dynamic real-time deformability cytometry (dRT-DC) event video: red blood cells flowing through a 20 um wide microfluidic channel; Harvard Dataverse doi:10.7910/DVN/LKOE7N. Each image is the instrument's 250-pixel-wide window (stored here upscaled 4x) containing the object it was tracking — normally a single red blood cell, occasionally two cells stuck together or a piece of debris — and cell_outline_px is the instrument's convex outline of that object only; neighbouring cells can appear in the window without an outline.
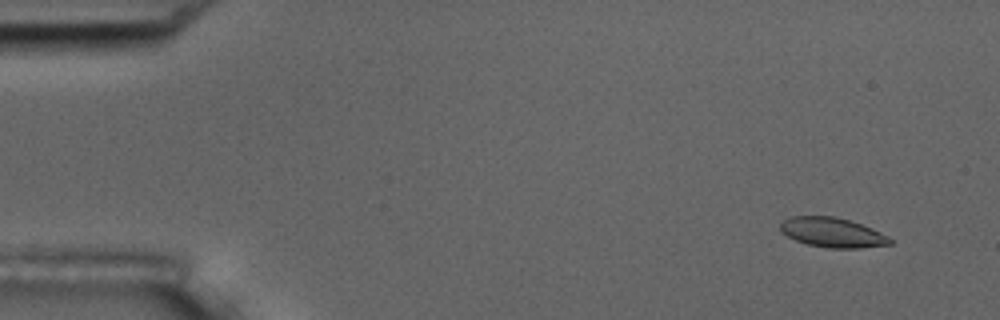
{"species": "common noctule bat (a hibernating species)", "species_latin": "Nyctalus noctula", "temperature_condition": "room temperature", "stored_images_in_passage": 10, "camera_frame_rate_fps": 3000, "um_per_image_px": 0.085, "animal": {"sex": "male", "body_mass_g": 17.5, "forearm_length_mm": 52.3}, "frame": {"image": 1, "passage_image": 2, "time_ms": 1.0, "image_size_px": [1000, 320], "cell_outline_px": [[892, 244], [860, 248], [828, 248], [808, 244], [796, 240], [780, 232], [780, 224], [784, 220], [792, 216], [836, 216], [872, 228], [888, 236], [892, 240]], "centroid_in_image_um": [70.75, 19.76], "position_along_channel_um": 14.2, "area_um2": 18.9}}
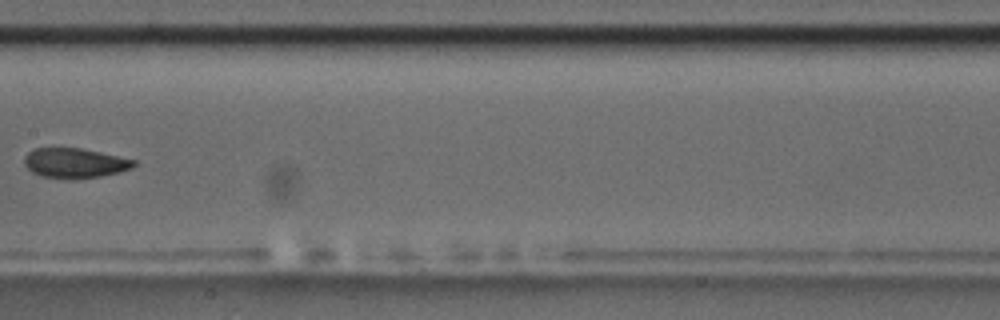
{"frame": {"image": 2, "passage_image": 9, "time_ms": 9.333, "image_size_px": [1000, 320], "cell_outline_px": [[136, 164], [132, 168], [120, 172], [100, 176], [72, 180], [40, 176], [32, 172], [24, 164], [24, 156], [32, 148], [80, 148], [100, 152], [136, 160]], "centroid_in_image_um": [6.34, 13.87], "position_along_channel_um": 201.1, "area_um2": 19.25}}
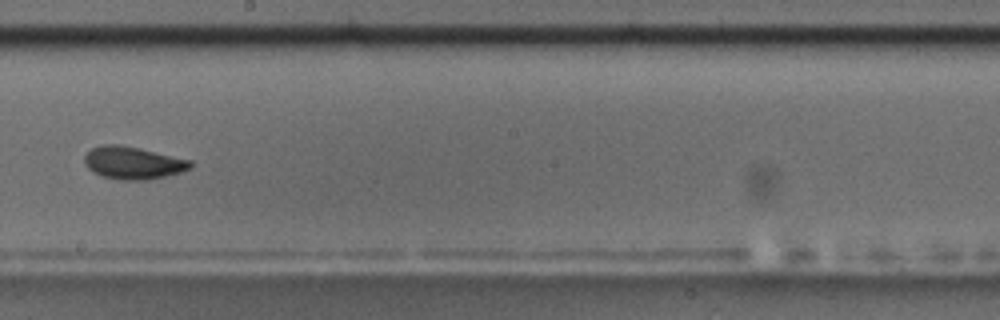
{"frame": {"image": 3, "passage_image": 10, "time_ms": 10.333, "image_size_px": [1000, 320], "cell_outline_px": [[192, 168], [180, 172], [148, 180], [120, 180], [100, 176], [92, 172], [84, 164], [84, 156], [92, 148], [104, 144], [116, 144], [140, 148], [192, 160]], "centroid_in_image_um": [11.29, 13.85], "position_along_channel_um": 236.9, "area_um2": 20.23}}